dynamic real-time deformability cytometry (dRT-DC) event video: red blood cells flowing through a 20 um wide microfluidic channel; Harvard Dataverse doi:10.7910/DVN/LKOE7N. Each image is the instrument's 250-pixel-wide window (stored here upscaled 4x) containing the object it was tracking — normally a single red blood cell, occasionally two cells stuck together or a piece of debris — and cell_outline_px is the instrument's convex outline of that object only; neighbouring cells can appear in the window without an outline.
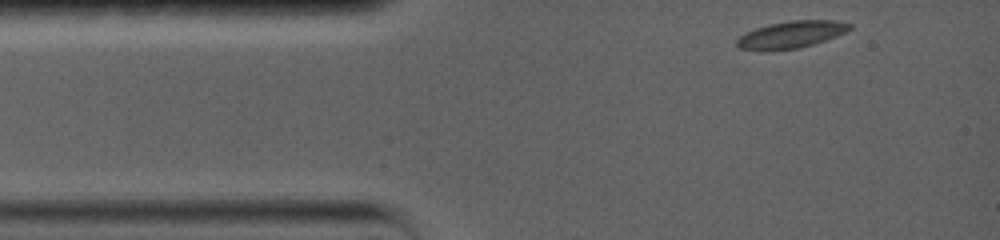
{"species": "common noctule bat (a hibernating species)", "species_latin": "Nyctalus noctula", "temperature_condition": "warm", "stored_images_in_passage": 31, "camera_frame_rate_fps": 5000, "um_per_image_px": 0.085, "animal": {"sex": "female", "body_mass_g": 19.0, "forearm_length_mm": 56.7}, "frame": {"image": 1, "passage_image": 1, "time_ms": 0.0, "image_size_px": [1000, 240], "cell_outline_px": [[852, 28], [836, 36], [812, 44], [796, 48], [740, 48], [736, 44], [736, 40], [740, 36], [756, 28], [768, 24], [788, 20], [832, 20], [852, 24]], "centroid_in_image_um": [67.31, 2.88], "position_along_channel_um": 17.7, "area_um2": 16.94}}
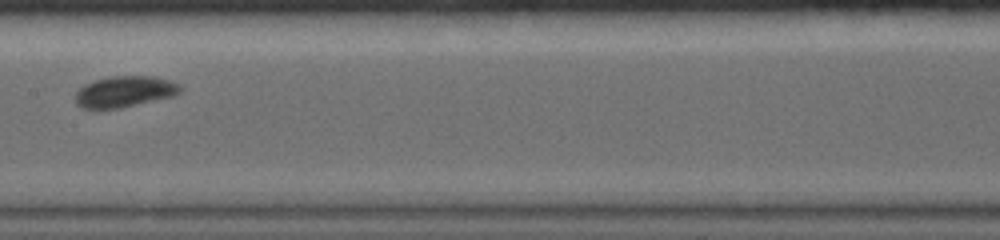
{"frame": {"image": 2, "passage_image": 18, "time_ms": 6.2, "image_size_px": [1000, 240], "cell_outline_px": [[180, 92], [172, 96], [120, 108], [80, 108], [76, 104], [76, 92], [84, 84], [108, 76], [152, 76], [168, 80], [176, 84], [180, 88]], "centroid_in_image_um": [10.54, 7.78], "position_along_channel_um": 196.9, "area_um2": 18.67}}
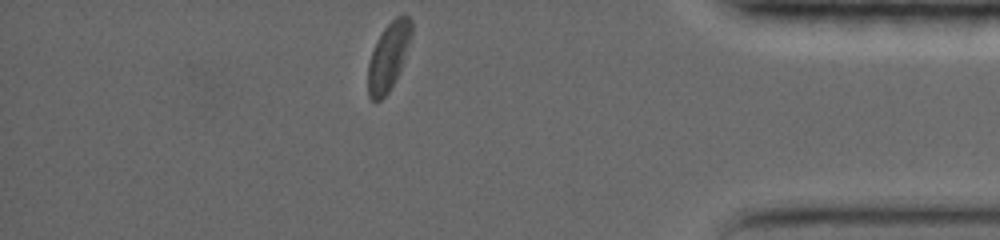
{"frame": {"image": 3, "passage_image": 31, "time_ms": 12.8, "image_size_px": [1000, 240], "cell_outline_px": [[412, 32], [396, 80], [388, 92], [380, 100], [372, 100], [368, 96], [368, 64], [372, 52], [384, 28], [396, 16], [408, 16], [412, 20]], "centroid_in_image_um": [33.01, 4.82], "position_along_channel_um": 402.2, "area_um2": 16.65}, "authors_computed_cell_mechanics": {"area_um2": 17.2822, "velocity_mm_per_s": 3.5866, "shape_relaxation_time_tau1_ms": 1.4803, "shape_relaxation_time_tau2_ms": 1.7761, "deformation_change_tau1": 0.0836, "deformation_change_tau2": 0.0372}}